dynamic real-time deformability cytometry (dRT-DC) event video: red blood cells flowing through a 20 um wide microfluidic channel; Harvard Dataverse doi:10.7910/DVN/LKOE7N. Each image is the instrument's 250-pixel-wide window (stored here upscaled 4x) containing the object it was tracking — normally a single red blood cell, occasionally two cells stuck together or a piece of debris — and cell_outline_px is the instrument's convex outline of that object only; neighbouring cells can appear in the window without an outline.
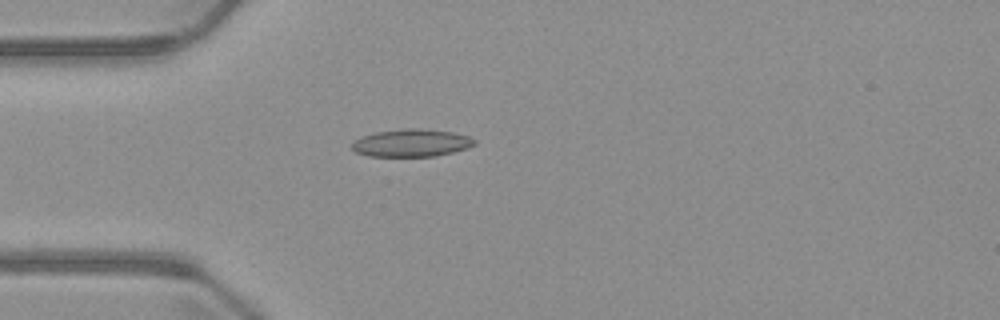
{"species": "common noctule bat (a hibernating species)", "species_latin": "Nyctalus noctula", "temperature_condition": "warm", "stored_images_in_passage": 3, "camera_frame_rate_fps": 3000, "um_per_image_px": 0.085, "animal": {"sex": "male", "body_mass_g": 23.1, "forearm_length_mm": 52.7}, "frame": {"image": 1, "passage_image": 3, "time_ms": 3.667, "image_size_px": [1000, 320], "cell_outline_px": [[476, 144], [468, 148], [452, 152], [432, 156], [368, 156], [356, 152], [352, 148], [352, 144], [360, 136], [376, 132], [408, 128], [416, 128], [452, 132], [468, 136], [476, 140]], "centroid_in_image_um": [34.97, 12.15], "position_along_channel_um": 50.0, "area_um2": 19.54}}